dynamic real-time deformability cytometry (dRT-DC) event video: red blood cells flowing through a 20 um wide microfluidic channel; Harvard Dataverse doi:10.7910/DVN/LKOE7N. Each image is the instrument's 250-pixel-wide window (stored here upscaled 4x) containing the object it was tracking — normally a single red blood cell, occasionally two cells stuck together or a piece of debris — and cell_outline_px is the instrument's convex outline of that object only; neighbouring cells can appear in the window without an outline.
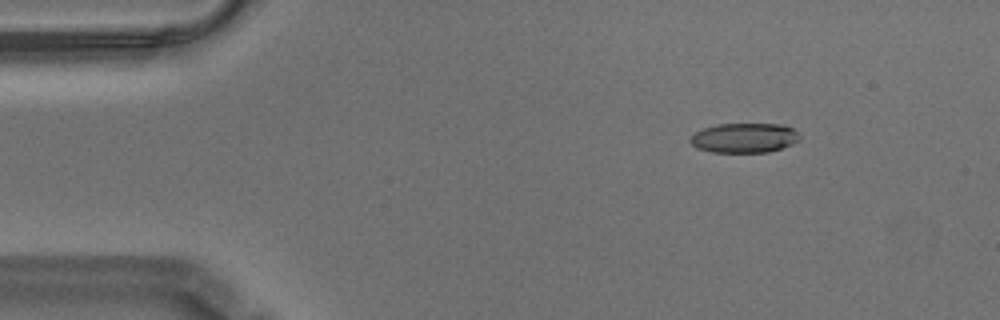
{"species": "Egyptian fruit bat (a non-hibernating species)", "species_latin": "Rousettus aegyptiacus", "temperature_condition": "warm", "stored_images_in_passage": 50, "camera_frame_rate_fps": 3000, "um_per_image_px": 0.085, "animal": {"sex": "male"}, "frame": {"image": 1, "passage_image": 1, "time_ms": 0.0, "image_size_px": [1000, 320], "cell_outline_px": [[800, 140], [792, 144], [768, 152], [712, 152], [696, 148], [688, 140], [688, 136], [704, 128], [716, 124], [784, 124], [792, 128], [800, 136]], "centroid_in_image_um": [63.23, 11.72], "position_along_channel_um": 21.8, "area_um2": 19.02}}
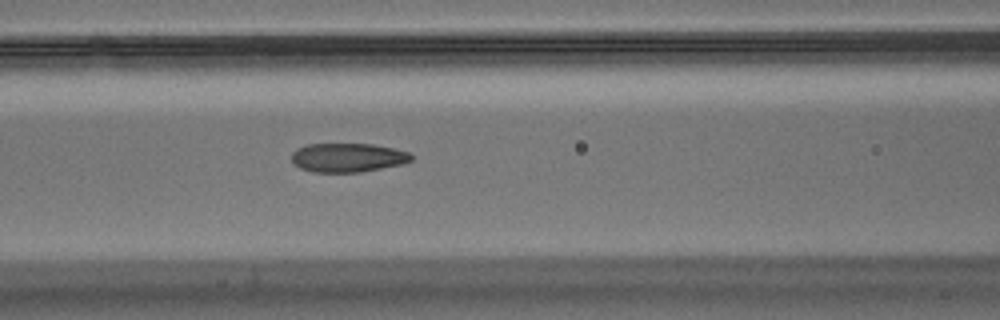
{"frame": {"image": 2, "passage_image": 17, "time_ms": 5.333, "image_size_px": [1000, 320], "cell_outline_px": [[412, 160], [400, 164], [360, 172], [312, 172], [300, 168], [292, 164], [292, 152], [296, 148], [308, 144], [372, 144], [392, 148], [408, 152], [412, 156]], "centroid_in_image_um": [29.5, 13.39], "position_along_channel_um": 137.1, "area_um2": 20.11}}
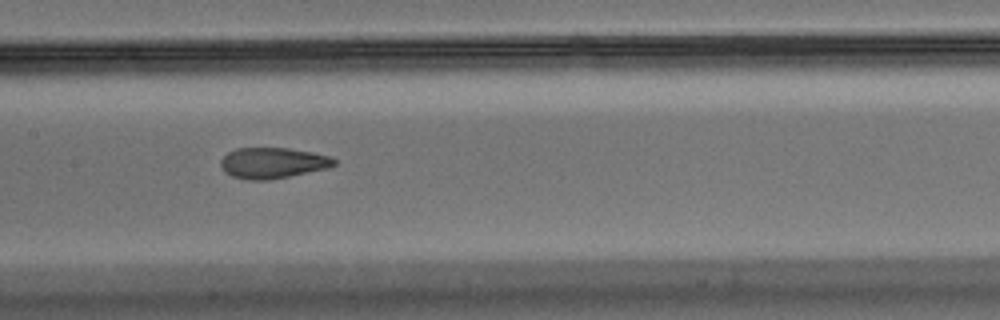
{"frame": {"image": 3, "passage_image": 21, "time_ms": 6.667, "image_size_px": [1000, 320], "cell_outline_px": [[336, 164], [328, 168], [268, 180], [248, 180], [232, 176], [224, 172], [220, 164], [220, 160], [228, 152], [236, 148], [288, 148], [312, 152], [328, 156], [336, 160]], "centroid_in_image_um": [23.15, 13.85], "position_along_channel_um": 184.3, "area_um2": 20.29}}